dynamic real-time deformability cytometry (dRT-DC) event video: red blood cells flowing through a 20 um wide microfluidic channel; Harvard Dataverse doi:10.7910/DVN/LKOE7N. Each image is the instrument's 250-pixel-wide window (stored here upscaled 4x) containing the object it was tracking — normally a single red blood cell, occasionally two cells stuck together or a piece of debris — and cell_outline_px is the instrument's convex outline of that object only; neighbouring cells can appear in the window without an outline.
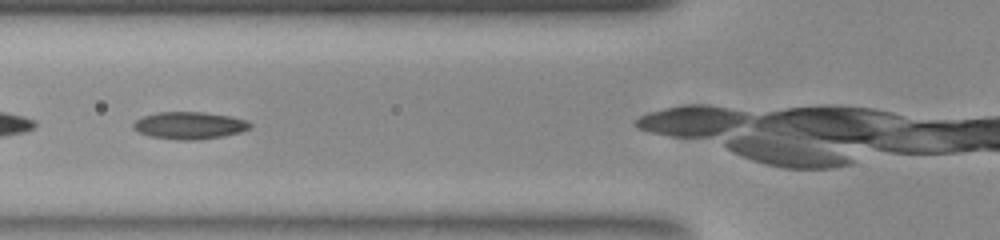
{"species": "common noctule bat (a hibernating species)", "species_latin": "Nyctalus noctula", "temperature_condition": "room temperature", "stored_images_in_passage": 13, "camera_frame_rate_fps": 3000, "um_per_image_px": 0.085, "animal": {"sex": "female", "body_mass_g": 23.0, "forearm_length_mm": 53.4}, "frame": {"image": 1, "passage_image": 4, "time_ms": 1.0, "image_size_px": [1000, 240], "cell_outline_px": [[252, 124], [248, 128], [240, 132], [224, 136], [196, 140], [180, 140], [148, 136], [132, 128], [132, 124], [136, 120], [144, 116], [160, 112], [200, 112], [228, 116], [248, 120]], "centroid_in_image_um": [16.09, 10.67], "position_along_channel_um": 109.7, "area_um2": 18.38}}